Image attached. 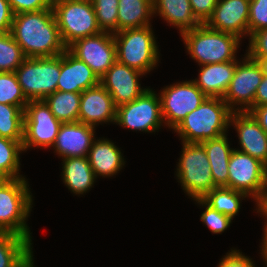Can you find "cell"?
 I'll use <instances>...</instances> for the list:
<instances>
[{
    "label": "cell",
    "instance_id": "obj_1",
    "mask_svg": "<svg viewBox=\"0 0 267 267\" xmlns=\"http://www.w3.org/2000/svg\"><path fill=\"white\" fill-rule=\"evenodd\" d=\"M10 33L26 58L54 57L67 49L52 9L15 14Z\"/></svg>",
    "mask_w": 267,
    "mask_h": 267
},
{
    "label": "cell",
    "instance_id": "obj_2",
    "mask_svg": "<svg viewBox=\"0 0 267 267\" xmlns=\"http://www.w3.org/2000/svg\"><path fill=\"white\" fill-rule=\"evenodd\" d=\"M232 111L222 98L206 97L174 129L182 142L201 143L227 133Z\"/></svg>",
    "mask_w": 267,
    "mask_h": 267
},
{
    "label": "cell",
    "instance_id": "obj_3",
    "mask_svg": "<svg viewBox=\"0 0 267 267\" xmlns=\"http://www.w3.org/2000/svg\"><path fill=\"white\" fill-rule=\"evenodd\" d=\"M188 54L199 66L238 61L236 53L242 39L236 35L209 28L206 24L181 34Z\"/></svg>",
    "mask_w": 267,
    "mask_h": 267
},
{
    "label": "cell",
    "instance_id": "obj_4",
    "mask_svg": "<svg viewBox=\"0 0 267 267\" xmlns=\"http://www.w3.org/2000/svg\"><path fill=\"white\" fill-rule=\"evenodd\" d=\"M28 187L24 176L9 179L0 187V233H15L32 242L26 224L33 205Z\"/></svg>",
    "mask_w": 267,
    "mask_h": 267
},
{
    "label": "cell",
    "instance_id": "obj_5",
    "mask_svg": "<svg viewBox=\"0 0 267 267\" xmlns=\"http://www.w3.org/2000/svg\"><path fill=\"white\" fill-rule=\"evenodd\" d=\"M151 25L114 33L117 61L147 74L159 62L158 45Z\"/></svg>",
    "mask_w": 267,
    "mask_h": 267
},
{
    "label": "cell",
    "instance_id": "obj_6",
    "mask_svg": "<svg viewBox=\"0 0 267 267\" xmlns=\"http://www.w3.org/2000/svg\"><path fill=\"white\" fill-rule=\"evenodd\" d=\"M52 10L66 47L77 39L102 32L91 0H52Z\"/></svg>",
    "mask_w": 267,
    "mask_h": 267
},
{
    "label": "cell",
    "instance_id": "obj_7",
    "mask_svg": "<svg viewBox=\"0 0 267 267\" xmlns=\"http://www.w3.org/2000/svg\"><path fill=\"white\" fill-rule=\"evenodd\" d=\"M176 176L186 194L202 199L215 185L207 153L201 143L182 142Z\"/></svg>",
    "mask_w": 267,
    "mask_h": 267
},
{
    "label": "cell",
    "instance_id": "obj_8",
    "mask_svg": "<svg viewBox=\"0 0 267 267\" xmlns=\"http://www.w3.org/2000/svg\"><path fill=\"white\" fill-rule=\"evenodd\" d=\"M15 74L28 100H44L57 91L60 76V55L26 58Z\"/></svg>",
    "mask_w": 267,
    "mask_h": 267
},
{
    "label": "cell",
    "instance_id": "obj_9",
    "mask_svg": "<svg viewBox=\"0 0 267 267\" xmlns=\"http://www.w3.org/2000/svg\"><path fill=\"white\" fill-rule=\"evenodd\" d=\"M115 123L131 130L156 132L164 123L159 94L147 89L134 101L117 106Z\"/></svg>",
    "mask_w": 267,
    "mask_h": 267
},
{
    "label": "cell",
    "instance_id": "obj_10",
    "mask_svg": "<svg viewBox=\"0 0 267 267\" xmlns=\"http://www.w3.org/2000/svg\"><path fill=\"white\" fill-rule=\"evenodd\" d=\"M61 124L44 100H29L24 110L23 150L52 147Z\"/></svg>",
    "mask_w": 267,
    "mask_h": 267
},
{
    "label": "cell",
    "instance_id": "obj_11",
    "mask_svg": "<svg viewBox=\"0 0 267 267\" xmlns=\"http://www.w3.org/2000/svg\"><path fill=\"white\" fill-rule=\"evenodd\" d=\"M228 188L245 193L257 202L265 193L267 166L234 149L228 164Z\"/></svg>",
    "mask_w": 267,
    "mask_h": 267
},
{
    "label": "cell",
    "instance_id": "obj_12",
    "mask_svg": "<svg viewBox=\"0 0 267 267\" xmlns=\"http://www.w3.org/2000/svg\"><path fill=\"white\" fill-rule=\"evenodd\" d=\"M161 113L167 127L175 129L207 97L192 80L168 85L160 91Z\"/></svg>",
    "mask_w": 267,
    "mask_h": 267
},
{
    "label": "cell",
    "instance_id": "obj_13",
    "mask_svg": "<svg viewBox=\"0 0 267 267\" xmlns=\"http://www.w3.org/2000/svg\"><path fill=\"white\" fill-rule=\"evenodd\" d=\"M244 56L236 64L234 76L222 98L232 112H246L254 107V97L264 76L257 61L247 53ZM236 106L239 107L235 108Z\"/></svg>",
    "mask_w": 267,
    "mask_h": 267
},
{
    "label": "cell",
    "instance_id": "obj_14",
    "mask_svg": "<svg viewBox=\"0 0 267 267\" xmlns=\"http://www.w3.org/2000/svg\"><path fill=\"white\" fill-rule=\"evenodd\" d=\"M67 49L85 62L99 79L117 60L114 34L108 32L77 39Z\"/></svg>",
    "mask_w": 267,
    "mask_h": 267
},
{
    "label": "cell",
    "instance_id": "obj_15",
    "mask_svg": "<svg viewBox=\"0 0 267 267\" xmlns=\"http://www.w3.org/2000/svg\"><path fill=\"white\" fill-rule=\"evenodd\" d=\"M142 72L116 62L100 78V84L110 93L114 105H119L134 101L149 88H141L139 77Z\"/></svg>",
    "mask_w": 267,
    "mask_h": 267
},
{
    "label": "cell",
    "instance_id": "obj_16",
    "mask_svg": "<svg viewBox=\"0 0 267 267\" xmlns=\"http://www.w3.org/2000/svg\"><path fill=\"white\" fill-rule=\"evenodd\" d=\"M249 3L250 0H218L213 14L205 24L240 39L249 36Z\"/></svg>",
    "mask_w": 267,
    "mask_h": 267
},
{
    "label": "cell",
    "instance_id": "obj_17",
    "mask_svg": "<svg viewBox=\"0 0 267 267\" xmlns=\"http://www.w3.org/2000/svg\"><path fill=\"white\" fill-rule=\"evenodd\" d=\"M231 125L238 133L241 147V150H236L260 160L267 166V133L252 114L248 111L232 112L229 120V126Z\"/></svg>",
    "mask_w": 267,
    "mask_h": 267
},
{
    "label": "cell",
    "instance_id": "obj_18",
    "mask_svg": "<svg viewBox=\"0 0 267 267\" xmlns=\"http://www.w3.org/2000/svg\"><path fill=\"white\" fill-rule=\"evenodd\" d=\"M78 121L96 127L116 121V106L110 93L101 85L81 93Z\"/></svg>",
    "mask_w": 267,
    "mask_h": 267
},
{
    "label": "cell",
    "instance_id": "obj_19",
    "mask_svg": "<svg viewBox=\"0 0 267 267\" xmlns=\"http://www.w3.org/2000/svg\"><path fill=\"white\" fill-rule=\"evenodd\" d=\"M95 127L82 122L62 123L53 144L61 158L87 157L95 139Z\"/></svg>",
    "mask_w": 267,
    "mask_h": 267
},
{
    "label": "cell",
    "instance_id": "obj_20",
    "mask_svg": "<svg viewBox=\"0 0 267 267\" xmlns=\"http://www.w3.org/2000/svg\"><path fill=\"white\" fill-rule=\"evenodd\" d=\"M99 84L100 79L93 70L68 49L60 55L58 91L82 93L84 90Z\"/></svg>",
    "mask_w": 267,
    "mask_h": 267
},
{
    "label": "cell",
    "instance_id": "obj_21",
    "mask_svg": "<svg viewBox=\"0 0 267 267\" xmlns=\"http://www.w3.org/2000/svg\"><path fill=\"white\" fill-rule=\"evenodd\" d=\"M239 61L213 63L200 66L198 79L192 81L207 96L223 98Z\"/></svg>",
    "mask_w": 267,
    "mask_h": 267
},
{
    "label": "cell",
    "instance_id": "obj_22",
    "mask_svg": "<svg viewBox=\"0 0 267 267\" xmlns=\"http://www.w3.org/2000/svg\"><path fill=\"white\" fill-rule=\"evenodd\" d=\"M97 179L98 176L112 177L125 166L121 150L109 139H94L87 156Z\"/></svg>",
    "mask_w": 267,
    "mask_h": 267
},
{
    "label": "cell",
    "instance_id": "obj_23",
    "mask_svg": "<svg viewBox=\"0 0 267 267\" xmlns=\"http://www.w3.org/2000/svg\"><path fill=\"white\" fill-rule=\"evenodd\" d=\"M210 164L215 187H228V164L234 148H230L227 134L201 142Z\"/></svg>",
    "mask_w": 267,
    "mask_h": 267
},
{
    "label": "cell",
    "instance_id": "obj_24",
    "mask_svg": "<svg viewBox=\"0 0 267 267\" xmlns=\"http://www.w3.org/2000/svg\"><path fill=\"white\" fill-rule=\"evenodd\" d=\"M62 180L75 195L92 188L96 177L87 157H69L62 160Z\"/></svg>",
    "mask_w": 267,
    "mask_h": 267
},
{
    "label": "cell",
    "instance_id": "obj_25",
    "mask_svg": "<svg viewBox=\"0 0 267 267\" xmlns=\"http://www.w3.org/2000/svg\"><path fill=\"white\" fill-rule=\"evenodd\" d=\"M153 13L179 28L180 33L201 24L194 16L189 0H153Z\"/></svg>",
    "mask_w": 267,
    "mask_h": 267
},
{
    "label": "cell",
    "instance_id": "obj_26",
    "mask_svg": "<svg viewBox=\"0 0 267 267\" xmlns=\"http://www.w3.org/2000/svg\"><path fill=\"white\" fill-rule=\"evenodd\" d=\"M153 0H119L117 32L151 25Z\"/></svg>",
    "mask_w": 267,
    "mask_h": 267
},
{
    "label": "cell",
    "instance_id": "obj_27",
    "mask_svg": "<svg viewBox=\"0 0 267 267\" xmlns=\"http://www.w3.org/2000/svg\"><path fill=\"white\" fill-rule=\"evenodd\" d=\"M32 243L15 233H0V267H21L33 254Z\"/></svg>",
    "mask_w": 267,
    "mask_h": 267
},
{
    "label": "cell",
    "instance_id": "obj_28",
    "mask_svg": "<svg viewBox=\"0 0 267 267\" xmlns=\"http://www.w3.org/2000/svg\"><path fill=\"white\" fill-rule=\"evenodd\" d=\"M81 93L55 91L44 101L61 123L78 122Z\"/></svg>",
    "mask_w": 267,
    "mask_h": 267
},
{
    "label": "cell",
    "instance_id": "obj_29",
    "mask_svg": "<svg viewBox=\"0 0 267 267\" xmlns=\"http://www.w3.org/2000/svg\"><path fill=\"white\" fill-rule=\"evenodd\" d=\"M246 197L248 198L245 193L232 188L215 187L202 200L211 208L233 219L239 213L241 201Z\"/></svg>",
    "mask_w": 267,
    "mask_h": 267
},
{
    "label": "cell",
    "instance_id": "obj_30",
    "mask_svg": "<svg viewBox=\"0 0 267 267\" xmlns=\"http://www.w3.org/2000/svg\"><path fill=\"white\" fill-rule=\"evenodd\" d=\"M24 110L18 106L0 103V136L23 141Z\"/></svg>",
    "mask_w": 267,
    "mask_h": 267
},
{
    "label": "cell",
    "instance_id": "obj_31",
    "mask_svg": "<svg viewBox=\"0 0 267 267\" xmlns=\"http://www.w3.org/2000/svg\"><path fill=\"white\" fill-rule=\"evenodd\" d=\"M24 151L22 141L10 140L0 136V173L8 179L22 178L20 175V156Z\"/></svg>",
    "mask_w": 267,
    "mask_h": 267
},
{
    "label": "cell",
    "instance_id": "obj_32",
    "mask_svg": "<svg viewBox=\"0 0 267 267\" xmlns=\"http://www.w3.org/2000/svg\"><path fill=\"white\" fill-rule=\"evenodd\" d=\"M26 59L22 48L12 34H0V72H15Z\"/></svg>",
    "mask_w": 267,
    "mask_h": 267
},
{
    "label": "cell",
    "instance_id": "obj_33",
    "mask_svg": "<svg viewBox=\"0 0 267 267\" xmlns=\"http://www.w3.org/2000/svg\"><path fill=\"white\" fill-rule=\"evenodd\" d=\"M28 102L15 72H0V103L18 106L25 110Z\"/></svg>",
    "mask_w": 267,
    "mask_h": 267
},
{
    "label": "cell",
    "instance_id": "obj_34",
    "mask_svg": "<svg viewBox=\"0 0 267 267\" xmlns=\"http://www.w3.org/2000/svg\"><path fill=\"white\" fill-rule=\"evenodd\" d=\"M97 23L102 32H117V15L119 0H91Z\"/></svg>",
    "mask_w": 267,
    "mask_h": 267
},
{
    "label": "cell",
    "instance_id": "obj_35",
    "mask_svg": "<svg viewBox=\"0 0 267 267\" xmlns=\"http://www.w3.org/2000/svg\"><path fill=\"white\" fill-rule=\"evenodd\" d=\"M199 205L205 206V211L201 214V221L210 228L214 234L224 232L231 224L232 218L216 211L207 205L202 199H194Z\"/></svg>",
    "mask_w": 267,
    "mask_h": 267
},
{
    "label": "cell",
    "instance_id": "obj_36",
    "mask_svg": "<svg viewBox=\"0 0 267 267\" xmlns=\"http://www.w3.org/2000/svg\"><path fill=\"white\" fill-rule=\"evenodd\" d=\"M248 24L249 38L267 28V0H250Z\"/></svg>",
    "mask_w": 267,
    "mask_h": 267
},
{
    "label": "cell",
    "instance_id": "obj_37",
    "mask_svg": "<svg viewBox=\"0 0 267 267\" xmlns=\"http://www.w3.org/2000/svg\"><path fill=\"white\" fill-rule=\"evenodd\" d=\"M13 14L52 9V0H8Z\"/></svg>",
    "mask_w": 267,
    "mask_h": 267
},
{
    "label": "cell",
    "instance_id": "obj_38",
    "mask_svg": "<svg viewBox=\"0 0 267 267\" xmlns=\"http://www.w3.org/2000/svg\"><path fill=\"white\" fill-rule=\"evenodd\" d=\"M246 52L251 58H267V28L254 33L249 38Z\"/></svg>",
    "mask_w": 267,
    "mask_h": 267
},
{
    "label": "cell",
    "instance_id": "obj_39",
    "mask_svg": "<svg viewBox=\"0 0 267 267\" xmlns=\"http://www.w3.org/2000/svg\"><path fill=\"white\" fill-rule=\"evenodd\" d=\"M192 12L196 19L205 24L213 14L218 0H189Z\"/></svg>",
    "mask_w": 267,
    "mask_h": 267
},
{
    "label": "cell",
    "instance_id": "obj_40",
    "mask_svg": "<svg viewBox=\"0 0 267 267\" xmlns=\"http://www.w3.org/2000/svg\"><path fill=\"white\" fill-rule=\"evenodd\" d=\"M253 263L252 259L243 255L239 250L231 249V251L221 258L218 267H255Z\"/></svg>",
    "mask_w": 267,
    "mask_h": 267
},
{
    "label": "cell",
    "instance_id": "obj_41",
    "mask_svg": "<svg viewBox=\"0 0 267 267\" xmlns=\"http://www.w3.org/2000/svg\"><path fill=\"white\" fill-rule=\"evenodd\" d=\"M13 16L8 0H0V34L11 31Z\"/></svg>",
    "mask_w": 267,
    "mask_h": 267
},
{
    "label": "cell",
    "instance_id": "obj_42",
    "mask_svg": "<svg viewBox=\"0 0 267 267\" xmlns=\"http://www.w3.org/2000/svg\"><path fill=\"white\" fill-rule=\"evenodd\" d=\"M248 112L252 114L261 128L267 133V104L253 107Z\"/></svg>",
    "mask_w": 267,
    "mask_h": 267
},
{
    "label": "cell",
    "instance_id": "obj_43",
    "mask_svg": "<svg viewBox=\"0 0 267 267\" xmlns=\"http://www.w3.org/2000/svg\"><path fill=\"white\" fill-rule=\"evenodd\" d=\"M267 104V75L263 76L254 97V107Z\"/></svg>",
    "mask_w": 267,
    "mask_h": 267
},
{
    "label": "cell",
    "instance_id": "obj_44",
    "mask_svg": "<svg viewBox=\"0 0 267 267\" xmlns=\"http://www.w3.org/2000/svg\"><path fill=\"white\" fill-rule=\"evenodd\" d=\"M257 207L256 210L259 212L261 215H264L263 217H266L267 219V198H260L257 202ZM265 228H264V235H267V221L265 222Z\"/></svg>",
    "mask_w": 267,
    "mask_h": 267
},
{
    "label": "cell",
    "instance_id": "obj_45",
    "mask_svg": "<svg viewBox=\"0 0 267 267\" xmlns=\"http://www.w3.org/2000/svg\"><path fill=\"white\" fill-rule=\"evenodd\" d=\"M261 256L267 267V235H263V242L261 246Z\"/></svg>",
    "mask_w": 267,
    "mask_h": 267
},
{
    "label": "cell",
    "instance_id": "obj_46",
    "mask_svg": "<svg viewBox=\"0 0 267 267\" xmlns=\"http://www.w3.org/2000/svg\"><path fill=\"white\" fill-rule=\"evenodd\" d=\"M260 65L263 75H267V58H252Z\"/></svg>",
    "mask_w": 267,
    "mask_h": 267
},
{
    "label": "cell",
    "instance_id": "obj_47",
    "mask_svg": "<svg viewBox=\"0 0 267 267\" xmlns=\"http://www.w3.org/2000/svg\"><path fill=\"white\" fill-rule=\"evenodd\" d=\"M21 267H35L33 261V254L25 261Z\"/></svg>",
    "mask_w": 267,
    "mask_h": 267
},
{
    "label": "cell",
    "instance_id": "obj_48",
    "mask_svg": "<svg viewBox=\"0 0 267 267\" xmlns=\"http://www.w3.org/2000/svg\"><path fill=\"white\" fill-rule=\"evenodd\" d=\"M8 180H9V179H8L6 176H4L3 174L0 173V187H1L4 183H6Z\"/></svg>",
    "mask_w": 267,
    "mask_h": 267
},
{
    "label": "cell",
    "instance_id": "obj_49",
    "mask_svg": "<svg viewBox=\"0 0 267 267\" xmlns=\"http://www.w3.org/2000/svg\"><path fill=\"white\" fill-rule=\"evenodd\" d=\"M261 198H267V176H266V188H265V193Z\"/></svg>",
    "mask_w": 267,
    "mask_h": 267
}]
</instances>
